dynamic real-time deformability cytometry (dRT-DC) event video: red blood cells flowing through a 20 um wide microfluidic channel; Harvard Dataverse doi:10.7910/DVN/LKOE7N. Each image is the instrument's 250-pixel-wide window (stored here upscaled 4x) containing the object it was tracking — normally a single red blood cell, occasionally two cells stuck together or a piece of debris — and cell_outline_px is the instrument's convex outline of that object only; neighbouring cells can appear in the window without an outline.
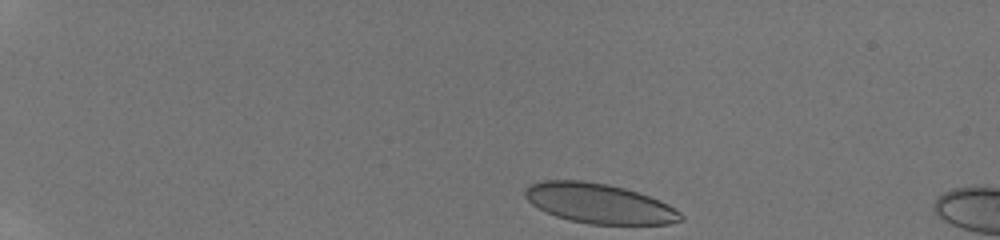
{"species": "human", "species_latin": "Homo sapiens", "temperature_condition": "room temperature", "stored_images_in_passage": 7, "camera_frame_rate_fps": 3000, "um_per_image_px": 0.085, "donor": {"sex": "male"}, "frame": {"image": 1, "passage_image": 1, "time_ms": 0.0, "image_size_px": [1000, 240], "cell_outline_px": [[684, 220], [668, 224], [588, 224], [556, 216], [544, 212], [532, 204], [524, 196], [524, 192], [532, 184], [544, 180], [584, 180], [608, 184], [624, 188], [660, 200], [668, 204], [680, 212], [684, 216]], "centroid_in_image_um": [50.94, 17.29], "position_along_channel_um": 34.1, "area_um2": 36.07}}